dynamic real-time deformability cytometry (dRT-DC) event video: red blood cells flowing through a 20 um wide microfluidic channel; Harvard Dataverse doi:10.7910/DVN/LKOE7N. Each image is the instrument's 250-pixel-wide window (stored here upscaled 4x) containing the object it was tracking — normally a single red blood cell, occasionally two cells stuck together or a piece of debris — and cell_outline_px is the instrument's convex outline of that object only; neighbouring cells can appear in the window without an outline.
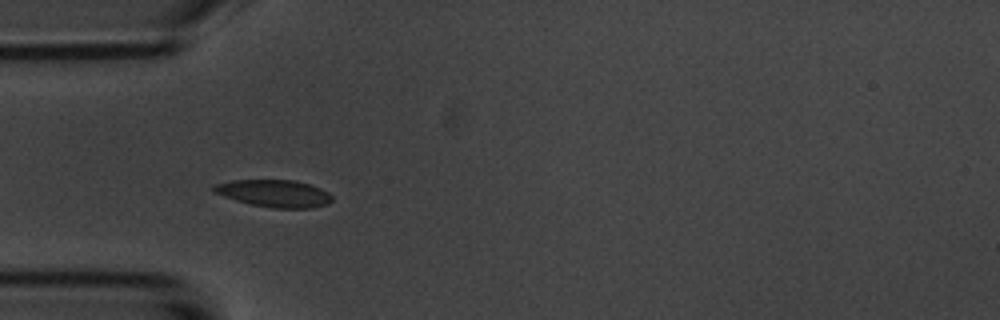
{"species": "common noctule bat (a hibernating species)", "species_latin": "Nyctalus noctula", "temperature_condition": "room temperature", "stored_images_in_passage": 5, "camera_frame_rate_fps": 3000, "um_per_image_px": 0.085, "animal": {"sex": "male", "body_mass_g": 20.1, "forearm_length_mm": 53.5}, "frame": {"image": 1, "passage_image": 4, "time_ms": 3.667, "image_size_px": [1000, 320], "cell_outline_px": [[332, 200], [328, 204], [312, 208], [272, 208], [252, 204], [236, 200], [224, 196], [216, 192], [212, 188], [212, 184], [232, 180], [292, 180], [308, 184], [320, 188], [328, 192], [332, 196]], "centroid_in_image_um": [23.32, 16.44], "position_along_channel_um": 61.7, "area_um2": 18.67}}